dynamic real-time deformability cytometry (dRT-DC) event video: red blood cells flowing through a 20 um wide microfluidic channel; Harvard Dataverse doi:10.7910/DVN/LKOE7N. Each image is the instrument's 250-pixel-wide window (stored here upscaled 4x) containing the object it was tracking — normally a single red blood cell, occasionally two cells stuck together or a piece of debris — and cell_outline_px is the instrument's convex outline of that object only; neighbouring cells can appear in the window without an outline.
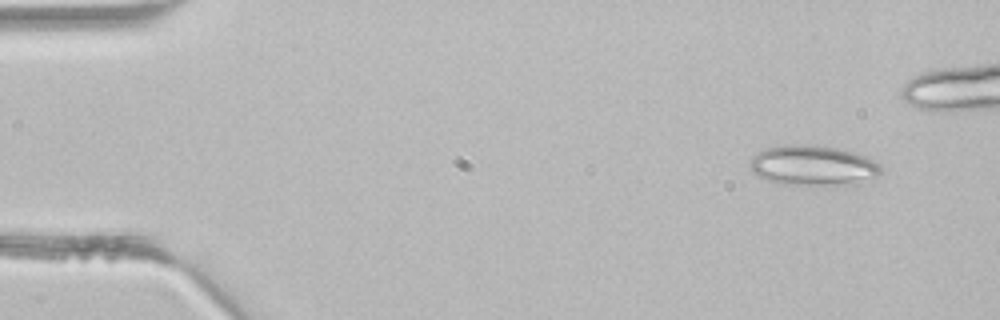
{"species": "common noctule bat (a hibernating species)", "species_latin": "Nyctalus noctula", "temperature_condition": "room temperature", "stored_images_in_passage": 13, "camera_frame_rate_fps": 3000, "um_per_image_px": 0.085, "animal": {"sex": "male", "body_mass_g": 21.5, "forearm_length_mm": 52.0}, "frame": {"image": 1, "passage_image": 3, "time_ms": 0.667, "image_size_px": [1000, 320], "cell_outline_px": [[880, 172], [876, 176], [856, 184], [824, 188], [784, 184], [768, 180], [756, 176], [752, 172], [748, 164], [752, 156], [764, 148], [784, 144], [816, 144], [856, 152], [880, 164]], "centroid_in_image_um": [69.07, 14.09], "position_along_channel_um": 15.9, "area_um2": 31.79}}